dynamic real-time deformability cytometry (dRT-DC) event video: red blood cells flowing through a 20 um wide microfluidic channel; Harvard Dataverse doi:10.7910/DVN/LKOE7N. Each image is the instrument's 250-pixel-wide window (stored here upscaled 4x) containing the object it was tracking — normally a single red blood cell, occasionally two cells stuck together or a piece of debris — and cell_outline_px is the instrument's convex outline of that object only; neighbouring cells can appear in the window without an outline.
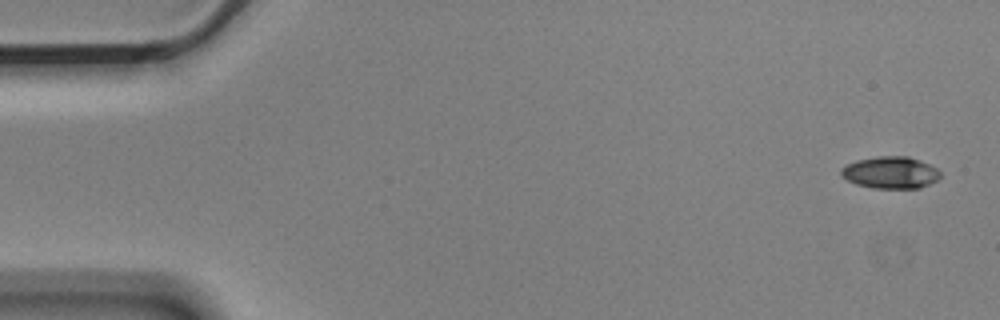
{"species": "Egyptian fruit bat (a non-hibernating species)", "species_latin": "Rousettus aegyptiacus", "temperature_condition": "cold", "stored_images_in_passage": 5, "camera_frame_rate_fps": 3000, "um_per_image_px": 0.085, "animal": {"sex": "male"}, "frame": {"image": 1, "passage_image": 1, "time_ms": 0.0, "image_size_px": [1000, 320], "cell_outline_px": [[940, 176], [936, 180], [920, 188], [872, 188], [856, 184], [840, 176], [840, 168], [856, 160], [880, 156], [908, 156], [928, 164], [936, 168], [940, 172]], "centroid_in_image_um": [75.65, 14.67], "position_along_channel_um": 9.3, "area_um2": 18.38}}
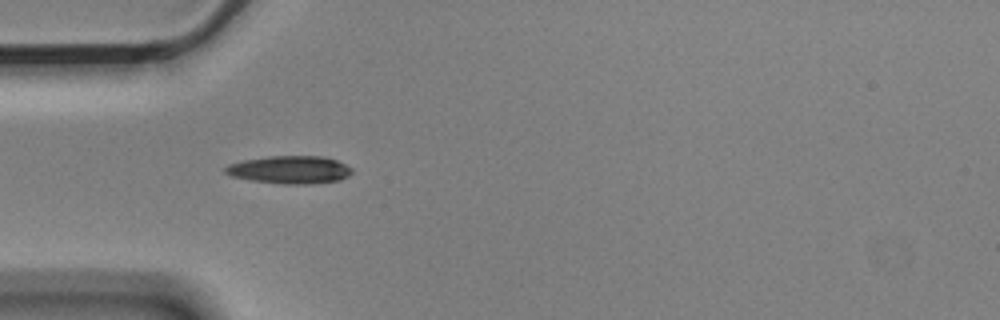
{"frame": {"image": 2, "passage_image": 5, "time_ms": 1.333, "image_size_px": [1000, 320], "cell_outline_px": [[352, 172], [348, 176], [340, 180], [312, 184], [284, 184], [252, 180], [232, 176], [224, 172], [224, 168], [228, 164], [244, 160], [268, 156], [324, 156], [336, 160], [352, 168]], "centroid_in_image_um": [24.64, 14.42], "position_along_channel_um": 60.4, "area_um2": 20.52}}